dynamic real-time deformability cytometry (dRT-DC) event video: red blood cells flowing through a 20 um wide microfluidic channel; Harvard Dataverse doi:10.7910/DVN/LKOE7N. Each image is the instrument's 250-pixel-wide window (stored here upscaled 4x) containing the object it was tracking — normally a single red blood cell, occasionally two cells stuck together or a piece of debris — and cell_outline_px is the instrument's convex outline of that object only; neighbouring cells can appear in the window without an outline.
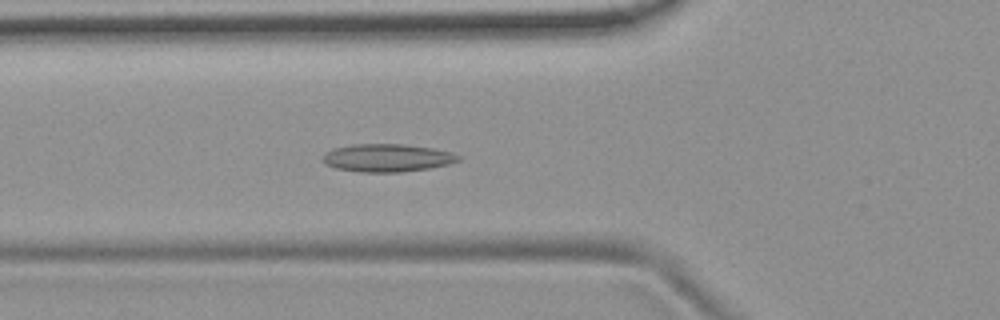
{"species": "common noctule bat (a hibernating species)", "species_latin": "Nyctalus noctula", "temperature_condition": "room temperature", "stored_images_in_passage": 54, "camera_frame_rate_fps": 3000, "um_per_image_px": 0.085, "animal": {"sex": "female", "body_mass_g": 19.9}, "frame": {"image": 1, "passage_image": 19, "time_ms": 6.0, "image_size_px": [1000, 320], "cell_outline_px": [[460, 160], [448, 164], [428, 168], [400, 172], [360, 172], [336, 168], [324, 164], [320, 160], [324, 152], [332, 148], [352, 144], [400, 144], [432, 148], [452, 152], [460, 156]], "centroid_in_image_um": [32.84, 13.41], "position_along_channel_um": 93.0, "area_um2": 22.14}}
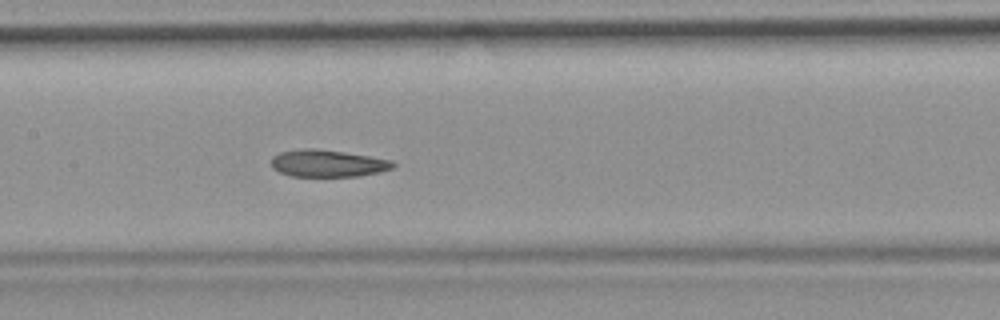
{"frame": {"image": 2, "passage_image": 26, "time_ms": 8.333, "image_size_px": [1000, 320], "cell_outline_px": [[396, 164], [392, 168], [380, 172], [360, 176], [292, 176], [280, 172], [272, 168], [272, 156], [280, 152], [304, 148], [312, 148], [344, 152], [392, 160]], "centroid_in_image_um": [27.86, 13.88], "position_along_channel_um": 179.5, "area_um2": 19.13}}
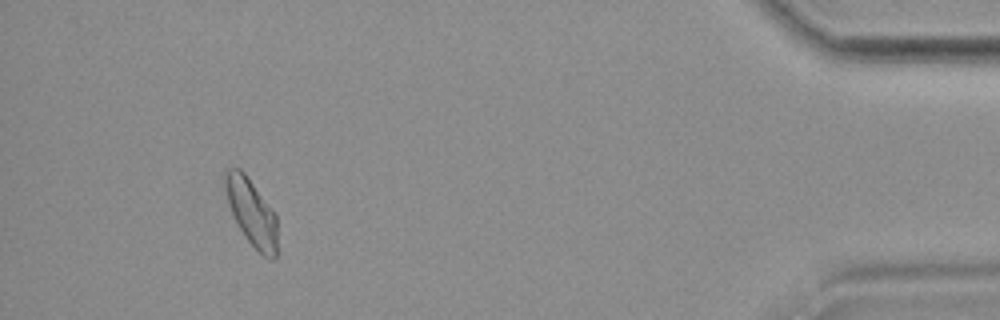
{"frame": {"image": 3, "passage_image": 50, "time_ms": 16.333, "image_size_px": [1000, 320], "cell_outline_px": [[276, 256], [272, 260], [264, 256], [244, 236], [232, 216], [228, 204], [224, 184], [224, 168], [240, 168], [244, 172], [272, 208], [276, 216]], "centroid_in_image_um": [21.35, 18.0], "position_along_channel_um": 413.9, "area_um2": 20.29}, "authors_computed_cell_mechanics": {"area_um2": 20.4323, "velocity_mm_per_s": 3.7136, "shape_relaxation_time_tau1_ms": null, "shape_relaxation_time_tau2_ms": 4.2575, "deformation_change_tau1": null, "deformation_change_tau2": 0.1029}}